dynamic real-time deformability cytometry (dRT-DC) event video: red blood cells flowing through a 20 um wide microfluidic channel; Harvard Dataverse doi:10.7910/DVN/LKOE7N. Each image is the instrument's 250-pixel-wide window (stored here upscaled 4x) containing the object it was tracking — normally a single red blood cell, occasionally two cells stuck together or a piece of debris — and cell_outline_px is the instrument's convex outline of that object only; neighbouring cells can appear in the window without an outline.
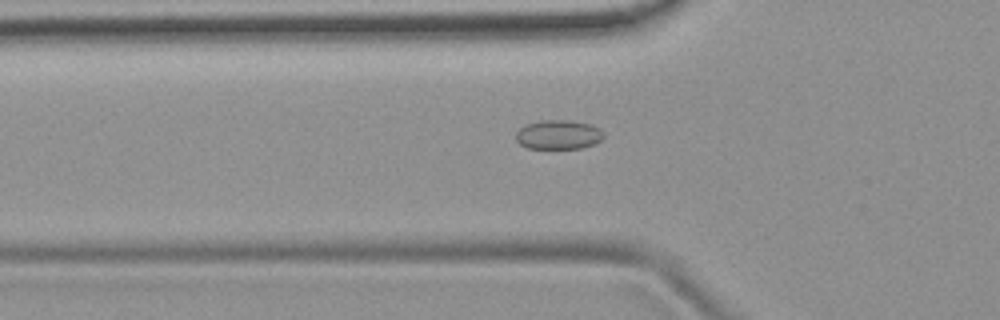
{"species": "common noctule bat (a hibernating species)", "species_latin": "Nyctalus noctula", "temperature_condition": "room temperature", "stored_images_in_passage": 52, "camera_frame_rate_fps": 3000, "um_per_image_px": 0.085, "animal": {"sex": "female", "body_mass_g": 19.9}, "frame": {"image": 1, "passage_image": 18, "time_ms": 5.667, "image_size_px": [1000, 320], "cell_outline_px": [[604, 136], [596, 144], [580, 148], [528, 148], [520, 144], [516, 140], [516, 132], [520, 128], [528, 124], [540, 120], [568, 120], [592, 124], [600, 128], [604, 132]], "centroid_in_image_um": [47.5, 11.44], "position_along_channel_um": 78.3, "area_um2": 15.03}}
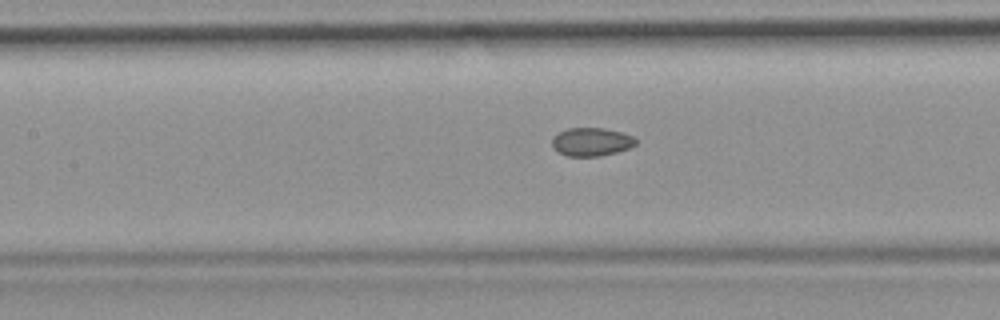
{"frame": {"image": 2, "passage_image": 24, "time_ms": 7.667, "image_size_px": [1000, 320], "cell_outline_px": [[636, 144], [628, 148], [616, 152], [600, 156], [568, 156], [552, 148], [552, 140], [560, 132], [568, 128], [604, 128], [620, 132], [632, 136], [636, 140]], "centroid_in_image_um": [50.27, 12.06], "position_along_channel_um": 157.1, "area_um2": 13.58}}
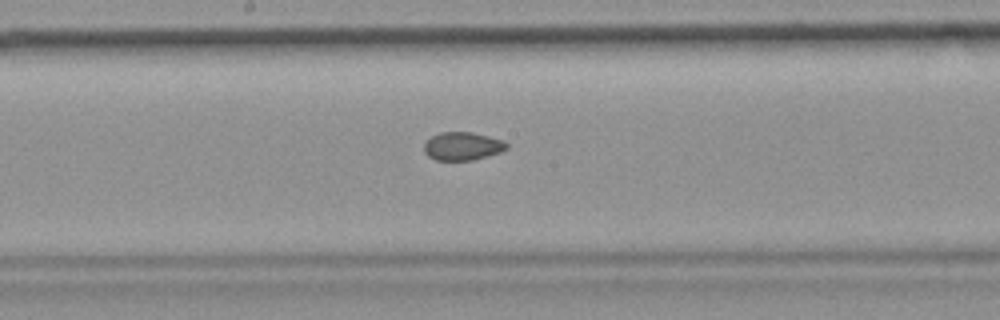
{"frame": {"image": 3, "passage_image": 28, "time_ms": 9.0, "image_size_px": [1000, 320], "cell_outline_px": [[508, 148], [500, 152], [472, 160], [436, 160], [428, 156], [424, 152], [424, 144], [432, 136], [440, 132], [472, 132], [504, 140], [508, 144]], "centroid_in_image_um": [39.32, 12.42], "position_along_channel_um": 208.9, "area_um2": 13.53}, "authors_computed_cell_mechanics": {"area_um2": 14.5656, "velocity_mm_per_s": 3.9055, "shape_relaxation_time_tau1_ms": null, "shape_relaxation_time_tau2_ms": 4.5665, "deformation_change_tau1": null, "deformation_change_tau2": 0.0779}}